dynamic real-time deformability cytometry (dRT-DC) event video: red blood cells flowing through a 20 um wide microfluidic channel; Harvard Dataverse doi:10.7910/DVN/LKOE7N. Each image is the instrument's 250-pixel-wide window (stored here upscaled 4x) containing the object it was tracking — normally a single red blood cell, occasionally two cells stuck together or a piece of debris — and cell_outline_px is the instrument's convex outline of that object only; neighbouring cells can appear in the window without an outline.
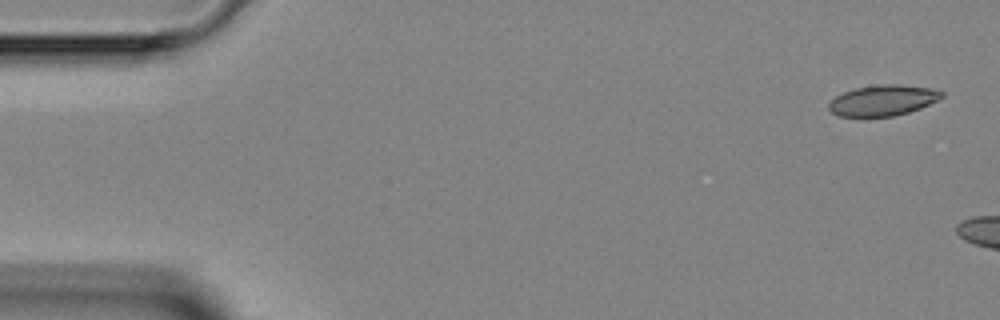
{"species": "Egyptian fruit bat (a non-hibernating species)", "species_latin": "Rousettus aegyptiacus", "temperature_condition": "room temperature", "stored_images_in_passage": 2, "camera_frame_rate_fps": 3000, "um_per_image_px": 0.085, "animal": {"sex": "female"}, "frame": {"image": 1, "passage_image": 1, "time_ms": 0.0, "image_size_px": [1000, 320], "cell_outline_px": [[944, 96], [940, 100], [920, 108], [908, 112], [892, 116], [840, 116], [832, 112], [828, 108], [828, 104], [836, 96], [844, 92], [856, 88], [880, 84], [900, 84], [932, 88], [944, 92]], "centroid_in_image_um": [75.1, 8.52], "position_along_channel_um": 9.9, "area_um2": 20.17}}